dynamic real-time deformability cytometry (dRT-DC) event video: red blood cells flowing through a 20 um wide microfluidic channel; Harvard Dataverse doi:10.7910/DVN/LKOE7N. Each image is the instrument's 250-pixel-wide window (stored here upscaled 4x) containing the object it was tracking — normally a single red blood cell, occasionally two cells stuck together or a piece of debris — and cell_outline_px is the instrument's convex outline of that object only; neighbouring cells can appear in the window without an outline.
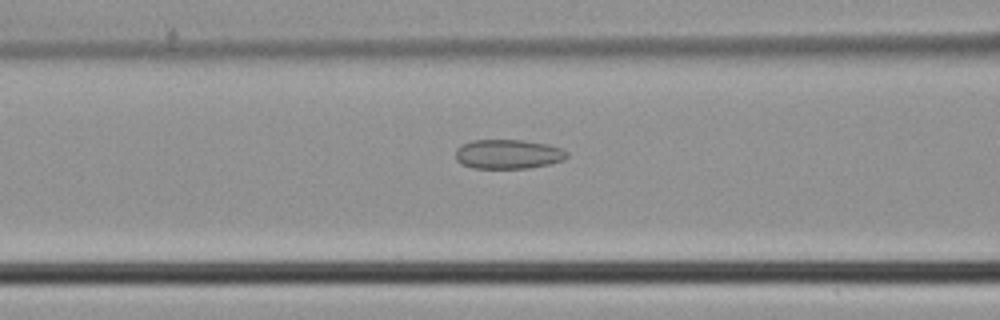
{"species": "common noctule bat (a hibernating species)", "species_latin": "Nyctalus noctula", "temperature_condition": "cold", "stored_images_in_passage": 39, "camera_frame_rate_fps": 3000, "um_per_image_px": 0.085, "animal": {"sex": "male", "body_mass_g": 21.5, "forearm_length_mm": 52.0}, "frame": {"image": 1, "passage_image": 17, "time_ms": 5.333, "image_size_px": [1000, 320], "cell_outline_px": [[568, 156], [564, 160], [548, 164], [528, 168], [472, 168], [460, 164], [456, 160], [456, 148], [460, 144], [472, 140], [524, 140], [548, 144], [560, 148], [568, 152]], "centroid_in_image_um": [43.16, 13.1], "position_along_channel_um": 123.4, "area_um2": 19.25}}
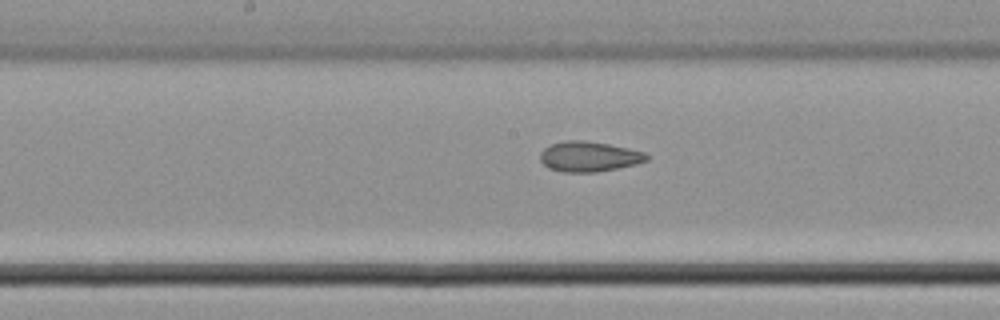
{"frame": {"image": 2, "passage_image": 22, "time_ms": 7.0, "image_size_px": [1000, 320], "cell_outline_px": [[648, 160], [636, 164], [596, 172], [564, 172], [548, 168], [540, 160], [540, 152], [544, 148], [552, 144], [564, 140], [584, 140], [608, 144], [628, 148], [644, 152], [648, 156]], "centroid_in_image_um": [50.04, 13.3], "position_along_channel_um": 198.2, "area_um2": 18.67}}
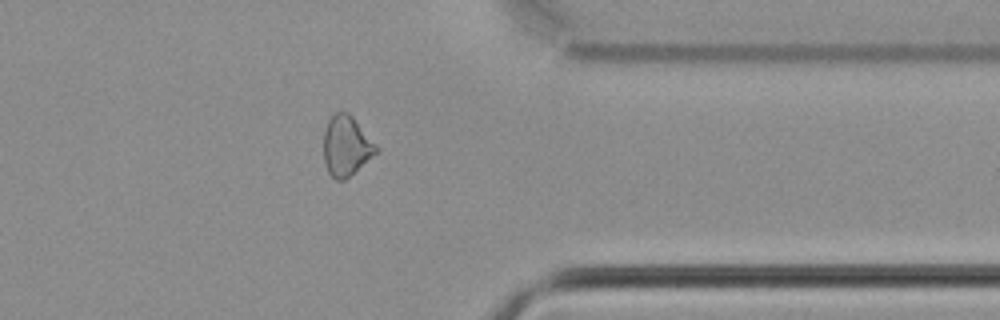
{"frame": {"image": 3, "passage_image": 35, "time_ms": 11.333, "image_size_px": [1000, 320], "cell_outline_px": [[380, 152], [344, 180], [336, 180], [328, 172], [324, 160], [324, 132], [328, 120], [336, 112], [348, 112], [352, 116], [380, 148]], "centroid_in_image_um": [29.47, 12.41], "position_along_channel_um": 381.9, "area_um2": 18.5}}